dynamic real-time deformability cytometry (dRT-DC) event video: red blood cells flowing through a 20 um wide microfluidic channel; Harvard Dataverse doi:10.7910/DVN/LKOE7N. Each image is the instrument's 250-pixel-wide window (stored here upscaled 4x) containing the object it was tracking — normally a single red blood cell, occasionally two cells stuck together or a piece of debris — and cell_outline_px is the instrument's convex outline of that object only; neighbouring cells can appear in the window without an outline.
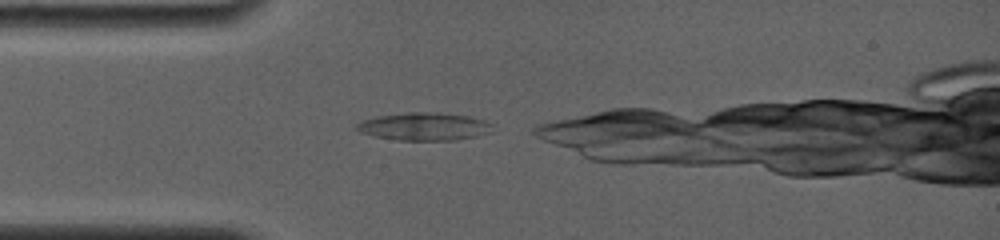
{"species": "common noctule bat (a hibernating species)", "species_latin": "Nyctalus noctula", "temperature_condition": "room temperature", "stored_images_in_passage": 13, "camera_frame_rate_fps": 4000, "um_per_image_px": 0.085, "animal": {"sex": "female", "body_mass_g": 19.0, "forearm_length_mm": 56.7}, "frame": {"image": 1, "passage_image": 1, "time_ms": 0.0, "image_size_px": [1000, 240], "cell_outline_px": [[492, 132], [476, 136], [456, 140], [396, 140], [372, 136], [360, 132], [356, 128], [356, 124], [364, 120], [376, 116], [408, 112], [440, 112], [468, 116], [484, 120], [492, 124]], "centroid_in_image_um": [36.06, 10.75], "position_along_channel_um": 48.9, "area_um2": 22.14}}
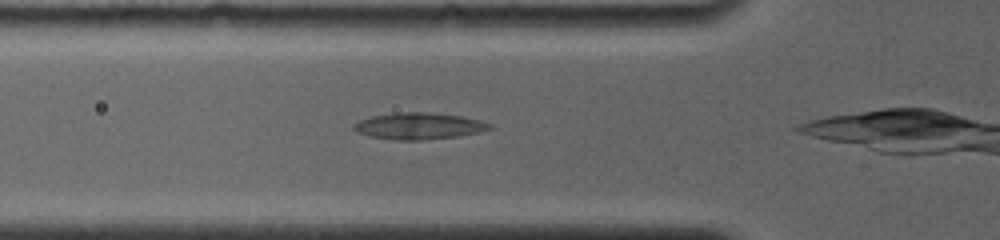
{"frame": {"image": 2, "passage_image": 3, "time_ms": 1.25, "image_size_px": [1000, 240], "cell_outline_px": [[492, 128], [480, 132], [460, 136], [424, 140], [396, 140], [368, 136], [356, 132], [352, 128], [352, 124], [360, 120], [372, 116], [400, 112], [424, 112], [460, 116], [480, 120], [492, 124]], "centroid_in_image_um": [35.59, 10.72], "position_along_channel_um": 90.2, "area_um2": 21.1}}
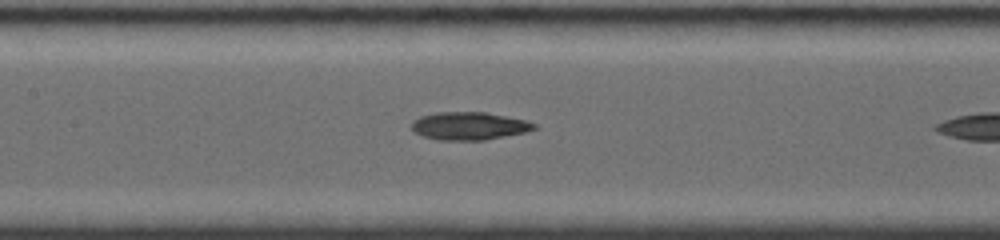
{"frame": {"image": 3, "passage_image": 6, "time_ms": 3.25, "image_size_px": [1000, 240], "cell_outline_px": [[536, 128], [524, 132], [484, 140], [440, 140], [424, 136], [412, 132], [412, 120], [420, 116], [436, 112], [484, 112], [524, 120], [536, 124]], "centroid_in_image_um": [39.81, 10.7], "position_along_channel_um": 167.6, "area_um2": 19.71}}